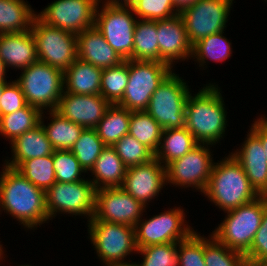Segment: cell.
<instances>
[{
	"label": "cell",
	"mask_w": 267,
	"mask_h": 266,
	"mask_svg": "<svg viewBox=\"0 0 267 266\" xmlns=\"http://www.w3.org/2000/svg\"><path fill=\"white\" fill-rule=\"evenodd\" d=\"M0 175V207L28 229L49 221L45 191L16 169L3 165Z\"/></svg>",
	"instance_id": "1"
},
{
	"label": "cell",
	"mask_w": 267,
	"mask_h": 266,
	"mask_svg": "<svg viewBox=\"0 0 267 266\" xmlns=\"http://www.w3.org/2000/svg\"><path fill=\"white\" fill-rule=\"evenodd\" d=\"M217 85L206 84L194 97L189 93L185 106V127L199 144L213 145L225 134L227 113Z\"/></svg>",
	"instance_id": "2"
},
{
	"label": "cell",
	"mask_w": 267,
	"mask_h": 266,
	"mask_svg": "<svg viewBox=\"0 0 267 266\" xmlns=\"http://www.w3.org/2000/svg\"><path fill=\"white\" fill-rule=\"evenodd\" d=\"M204 195L224 212L259 197L250 185L242 165L232 154L220 163H214Z\"/></svg>",
	"instance_id": "3"
},
{
	"label": "cell",
	"mask_w": 267,
	"mask_h": 266,
	"mask_svg": "<svg viewBox=\"0 0 267 266\" xmlns=\"http://www.w3.org/2000/svg\"><path fill=\"white\" fill-rule=\"evenodd\" d=\"M266 207L267 196H259L247 204L225 211L227 216L211 234L229 249L245 255L260 228Z\"/></svg>",
	"instance_id": "4"
},
{
	"label": "cell",
	"mask_w": 267,
	"mask_h": 266,
	"mask_svg": "<svg viewBox=\"0 0 267 266\" xmlns=\"http://www.w3.org/2000/svg\"><path fill=\"white\" fill-rule=\"evenodd\" d=\"M15 80L21 87L26 103L38 108L56 110L64 92V72L41 61L21 70Z\"/></svg>",
	"instance_id": "5"
},
{
	"label": "cell",
	"mask_w": 267,
	"mask_h": 266,
	"mask_svg": "<svg viewBox=\"0 0 267 266\" xmlns=\"http://www.w3.org/2000/svg\"><path fill=\"white\" fill-rule=\"evenodd\" d=\"M172 68L165 62L128 60L129 80L118 105L130 112L146 111L152 94Z\"/></svg>",
	"instance_id": "6"
},
{
	"label": "cell",
	"mask_w": 267,
	"mask_h": 266,
	"mask_svg": "<svg viewBox=\"0 0 267 266\" xmlns=\"http://www.w3.org/2000/svg\"><path fill=\"white\" fill-rule=\"evenodd\" d=\"M189 93L184 79L171 72L152 94L146 112L163 130L182 128L185 126V106Z\"/></svg>",
	"instance_id": "7"
},
{
	"label": "cell",
	"mask_w": 267,
	"mask_h": 266,
	"mask_svg": "<svg viewBox=\"0 0 267 266\" xmlns=\"http://www.w3.org/2000/svg\"><path fill=\"white\" fill-rule=\"evenodd\" d=\"M30 31L36 41L39 61L64 72L78 58L76 34L50 26L37 15Z\"/></svg>",
	"instance_id": "8"
},
{
	"label": "cell",
	"mask_w": 267,
	"mask_h": 266,
	"mask_svg": "<svg viewBox=\"0 0 267 266\" xmlns=\"http://www.w3.org/2000/svg\"><path fill=\"white\" fill-rule=\"evenodd\" d=\"M95 13L94 26L101 32L106 42L125 61L133 55L135 19L130 5L104 4Z\"/></svg>",
	"instance_id": "9"
},
{
	"label": "cell",
	"mask_w": 267,
	"mask_h": 266,
	"mask_svg": "<svg viewBox=\"0 0 267 266\" xmlns=\"http://www.w3.org/2000/svg\"><path fill=\"white\" fill-rule=\"evenodd\" d=\"M96 189L88 180L77 182H55L45 191L46 210L51 220L57 212L85 216L90 221L94 217ZM83 214V215H82Z\"/></svg>",
	"instance_id": "10"
},
{
	"label": "cell",
	"mask_w": 267,
	"mask_h": 266,
	"mask_svg": "<svg viewBox=\"0 0 267 266\" xmlns=\"http://www.w3.org/2000/svg\"><path fill=\"white\" fill-rule=\"evenodd\" d=\"M88 222L91 243L104 264L124 262L127 255L137 252L135 227L108 221Z\"/></svg>",
	"instance_id": "11"
},
{
	"label": "cell",
	"mask_w": 267,
	"mask_h": 266,
	"mask_svg": "<svg viewBox=\"0 0 267 266\" xmlns=\"http://www.w3.org/2000/svg\"><path fill=\"white\" fill-rule=\"evenodd\" d=\"M184 210L173 208L151 217L140 219L135 226L137 248L149 245L178 243L189 237L194 230L185 224Z\"/></svg>",
	"instance_id": "12"
},
{
	"label": "cell",
	"mask_w": 267,
	"mask_h": 266,
	"mask_svg": "<svg viewBox=\"0 0 267 266\" xmlns=\"http://www.w3.org/2000/svg\"><path fill=\"white\" fill-rule=\"evenodd\" d=\"M233 0H199L180 15L193 46L209 35L225 31Z\"/></svg>",
	"instance_id": "13"
},
{
	"label": "cell",
	"mask_w": 267,
	"mask_h": 266,
	"mask_svg": "<svg viewBox=\"0 0 267 266\" xmlns=\"http://www.w3.org/2000/svg\"><path fill=\"white\" fill-rule=\"evenodd\" d=\"M211 155L208 144H198L183 157L166 166V183L184 188L195 187L204 193L214 165Z\"/></svg>",
	"instance_id": "14"
},
{
	"label": "cell",
	"mask_w": 267,
	"mask_h": 266,
	"mask_svg": "<svg viewBox=\"0 0 267 266\" xmlns=\"http://www.w3.org/2000/svg\"><path fill=\"white\" fill-rule=\"evenodd\" d=\"M99 0H56L37 16L46 24L79 34L95 24Z\"/></svg>",
	"instance_id": "15"
},
{
	"label": "cell",
	"mask_w": 267,
	"mask_h": 266,
	"mask_svg": "<svg viewBox=\"0 0 267 266\" xmlns=\"http://www.w3.org/2000/svg\"><path fill=\"white\" fill-rule=\"evenodd\" d=\"M146 206L121 187L96 190L95 213L91 221H108L135 227Z\"/></svg>",
	"instance_id": "16"
},
{
	"label": "cell",
	"mask_w": 267,
	"mask_h": 266,
	"mask_svg": "<svg viewBox=\"0 0 267 266\" xmlns=\"http://www.w3.org/2000/svg\"><path fill=\"white\" fill-rule=\"evenodd\" d=\"M167 182L166 167L156 158L141 165L127 168L122 189L133 198L148 205Z\"/></svg>",
	"instance_id": "17"
},
{
	"label": "cell",
	"mask_w": 267,
	"mask_h": 266,
	"mask_svg": "<svg viewBox=\"0 0 267 266\" xmlns=\"http://www.w3.org/2000/svg\"><path fill=\"white\" fill-rule=\"evenodd\" d=\"M110 105L101 94L79 95L63 92L56 111L84 128H95Z\"/></svg>",
	"instance_id": "18"
},
{
	"label": "cell",
	"mask_w": 267,
	"mask_h": 266,
	"mask_svg": "<svg viewBox=\"0 0 267 266\" xmlns=\"http://www.w3.org/2000/svg\"><path fill=\"white\" fill-rule=\"evenodd\" d=\"M157 37L158 62H165L173 67L175 60L185 61L192 56V45L180 14L157 20Z\"/></svg>",
	"instance_id": "19"
},
{
	"label": "cell",
	"mask_w": 267,
	"mask_h": 266,
	"mask_svg": "<svg viewBox=\"0 0 267 266\" xmlns=\"http://www.w3.org/2000/svg\"><path fill=\"white\" fill-rule=\"evenodd\" d=\"M240 150L231 152L242 165L250 185L259 196H267V159L260 140L250 131Z\"/></svg>",
	"instance_id": "20"
},
{
	"label": "cell",
	"mask_w": 267,
	"mask_h": 266,
	"mask_svg": "<svg viewBox=\"0 0 267 266\" xmlns=\"http://www.w3.org/2000/svg\"><path fill=\"white\" fill-rule=\"evenodd\" d=\"M76 40L78 59L83 62L103 70L118 66L124 61L95 26L76 34Z\"/></svg>",
	"instance_id": "21"
},
{
	"label": "cell",
	"mask_w": 267,
	"mask_h": 266,
	"mask_svg": "<svg viewBox=\"0 0 267 266\" xmlns=\"http://www.w3.org/2000/svg\"><path fill=\"white\" fill-rule=\"evenodd\" d=\"M0 57L6 68L20 70L37 62L36 41L31 31L0 34Z\"/></svg>",
	"instance_id": "22"
},
{
	"label": "cell",
	"mask_w": 267,
	"mask_h": 266,
	"mask_svg": "<svg viewBox=\"0 0 267 266\" xmlns=\"http://www.w3.org/2000/svg\"><path fill=\"white\" fill-rule=\"evenodd\" d=\"M11 145L13 152L11 159L13 160H7L4 164L13 169H16L25 160L52 155L55 150L47 139L41 124L16 137Z\"/></svg>",
	"instance_id": "23"
},
{
	"label": "cell",
	"mask_w": 267,
	"mask_h": 266,
	"mask_svg": "<svg viewBox=\"0 0 267 266\" xmlns=\"http://www.w3.org/2000/svg\"><path fill=\"white\" fill-rule=\"evenodd\" d=\"M102 72L99 67L77 58L64 71V92L79 95L100 94Z\"/></svg>",
	"instance_id": "24"
},
{
	"label": "cell",
	"mask_w": 267,
	"mask_h": 266,
	"mask_svg": "<svg viewBox=\"0 0 267 266\" xmlns=\"http://www.w3.org/2000/svg\"><path fill=\"white\" fill-rule=\"evenodd\" d=\"M127 168L114 148L112 146H106L90 170L93 173L92 175H94L93 180L90 181L96 190L122 187Z\"/></svg>",
	"instance_id": "25"
},
{
	"label": "cell",
	"mask_w": 267,
	"mask_h": 266,
	"mask_svg": "<svg viewBox=\"0 0 267 266\" xmlns=\"http://www.w3.org/2000/svg\"><path fill=\"white\" fill-rule=\"evenodd\" d=\"M160 142L155 158L163 163L164 167L183 157L199 144L185 126L163 130Z\"/></svg>",
	"instance_id": "26"
},
{
	"label": "cell",
	"mask_w": 267,
	"mask_h": 266,
	"mask_svg": "<svg viewBox=\"0 0 267 266\" xmlns=\"http://www.w3.org/2000/svg\"><path fill=\"white\" fill-rule=\"evenodd\" d=\"M43 113L41 114L40 124L44 128L52 147L55 150H70L79 139L84 127L63 117L56 110L49 111L51 121L46 126L43 121Z\"/></svg>",
	"instance_id": "27"
},
{
	"label": "cell",
	"mask_w": 267,
	"mask_h": 266,
	"mask_svg": "<svg viewBox=\"0 0 267 266\" xmlns=\"http://www.w3.org/2000/svg\"><path fill=\"white\" fill-rule=\"evenodd\" d=\"M36 15L24 0H0V34L29 31Z\"/></svg>",
	"instance_id": "28"
},
{
	"label": "cell",
	"mask_w": 267,
	"mask_h": 266,
	"mask_svg": "<svg viewBox=\"0 0 267 266\" xmlns=\"http://www.w3.org/2000/svg\"><path fill=\"white\" fill-rule=\"evenodd\" d=\"M131 112L118 104H111L102 120L95 127L99 138L106 146H113L129 132Z\"/></svg>",
	"instance_id": "29"
},
{
	"label": "cell",
	"mask_w": 267,
	"mask_h": 266,
	"mask_svg": "<svg viewBox=\"0 0 267 266\" xmlns=\"http://www.w3.org/2000/svg\"><path fill=\"white\" fill-rule=\"evenodd\" d=\"M130 59L158 62L157 21L138 18L134 30L133 55Z\"/></svg>",
	"instance_id": "30"
},
{
	"label": "cell",
	"mask_w": 267,
	"mask_h": 266,
	"mask_svg": "<svg viewBox=\"0 0 267 266\" xmlns=\"http://www.w3.org/2000/svg\"><path fill=\"white\" fill-rule=\"evenodd\" d=\"M42 112L29 104L11 114L0 115V134L12 142L26 131L40 124Z\"/></svg>",
	"instance_id": "31"
},
{
	"label": "cell",
	"mask_w": 267,
	"mask_h": 266,
	"mask_svg": "<svg viewBox=\"0 0 267 266\" xmlns=\"http://www.w3.org/2000/svg\"><path fill=\"white\" fill-rule=\"evenodd\" d=\"M162 131V127L146 111L131 112L128 134L154 154L160 146Z\"/></svg>",
	"instance_id": "32"
},
{
	"label": "cell",
	"mask_w": 267,
	"mask_h": 266,
	"mask_svg": "<svg viewBox=\"0 0 267 266\" xmlns=\"http://www.w3.org/2000/svg\"><path fill=\"white\" fill-rule=\"evenodd\" d=\"M223 33L224 32L221 31L209 35L192 46L191 57H193V59L197 58L196 61L200 64L199 67L205 65L207 58L212 61L223 62L232 55L231 42L223 36Z\"/></svg>",
	"instance_id": "33"
},
{
	"label": "cell",
	"mask_w": 267,
	"mask_h": 266,
	"mask_svg": "<svg viewBox=\"0 0 267 266\" xmlns=\"http://www.w3.org/2000/svg\"><path fill=\"white\" fill-rule=\"evenodd\" d=\"M16 170L44 191L56 182L52 155L25 160Z\"/></svg>",
	"instance_id": "34"
},
{
	"label": "cell",
	"mask_w": 267,
	"mask_h": 266,
	"mask_svg": "<svg viewBox=\"0 0 267 266\" xmlns=\"http://www.w3.org/2000/svg\"><path fill=\"white\" fill-rule=\"evenodd\" d=\"M106 147L95 128H84L70 151L75 155L85 172L90 171L101 151Z\"/></svg>",
	"instance_id": "35"
},
{
	"label": "cell",
	"mask_w": 267,
	"mask_h": 266,
	"mask_svg": "<svg viewBox=\"0 0 267 266\" xmlns=\"http://www.w3.org/2000/svg\"><path fill=\"white\" fill-rule=\"evenodd\" d=\"M128 80V60L118 66L103 69L100 94L110 104H118L122 100Z\"/></svg>",
	"instance_id": "36"
},
{
	"label": "cell",
	"mask_w": 267,
	"mask_h": 266,
	"mask_svg": "<svg viewBox=\"0 0 267 266\" xmlns=\"http://www.w3.org/2000/svg\"><path fill=\"white\" fill-rule=\"evenodd\" d=\"M204 261L206 266H248L244 254L229 249L212 234L204 238Z\"/></svg>",
	"instance_id": "37"
},
{
	"label": "cell",
	"mask_w": 267,
	"mask_h": 266,
	"mask_svg": "<svg viewBox=\"0 0 267 266\" xmlns=\"http://www.w3.org/2000/svg\"><path fill=\"white\" fill-rule=\"evenodd\" d=\"M112 147L127 167L145 164L155 158L148 147L129 134L124 135Z\"/></svg>",
	"instance_id": "38"
},
{
	"label": "cell",
	"mask_w": 267,
	"mask_h": 266,
	"mask_svg": "<svg viewBox=\"0 0 267 266\" xmlns=\"http://www.w3.org/2000/svg\"><path fill=\"white\" fill-rule=\"evenodd\" d=\"M178 243L149 245L139 248L143 261L137 266H179Z\"/></svg>",
	"instance_id": "39"
},
{
	"label": "cell",
	"mask_w": 267,
	"mask_h": 266,
	"mask_svg": "<svg viewBox=\"0 0 267 266\" xmlns=\"http://www.w3.org/2000/svg\"><path fill=\"white\" fill-rule=\"evenodd\" d=\"M52 157L56 182L70 183L84 180L80 175L86 172L70 150H54Z\"/></svg>",
	"instance_id": "40"
},
{
	"label": "cell",
	"mask_w": 267,
	"mask_h": 266,
	"mask_svg": "<svg viewBox=\"0 0 267 266\" xmlns=\"http://www.w3.org/2000/svg\"><path fill=\"white\" fill-rule=\"evenodd\" d=\"M130 6L140 20L157 21L179 14L172 0H134Z\"/></svg>",
	"instance_id": "41"
},
{
	"label": "cell",
	"mask_w": 267,
	"mask_h": 266,
	"mask_svg": "<svg viewBox=\"0 0 267 266\" xmlns=\"http://www.w3.org/2000/svg\"><path fill=\"white\" fill-rule=\"evenodd\" d=\"M179 266H206L204 261V236L194 231L178 242Z\"/></svg>",
	"instance_id": "42"
},
{
	"label": "cell",
	"mask_w": 267,
	"mask_h": 266,
	"mask_svg": "<svg viewBox=\"0 0 267 266\" xmlns=\"http://www.w3.org/2000/svg\"><path fill=\"white\" fill-rule=\"evenodd\" d=\"M248 266H260L267 262V207L260 228L255 233L250 250L245 254Z\"/></svg>",
	"instance_id": "43"
},
{
	"label": "cell",
	"mask_w": 267,
	"mask_h": 266,
	"mask_svg": "<svg viewBox=\"0 0 267 266\" xmlns=\"http://www.w3.org/2000/svg\"><path fill=\"white\" fill-rule=\"evenodd\" d=\"M27 105L20 85L14 80L8 82L3 89L0 103V115L11 114Z\"/></svg>",
	"instance_id": "44"
},
{
	"label": "cell",
	"mask_w": 267,
	"mask_h": 266,
	"mask_svg": "<svg viewBox=\"0 0 267 266\" xmlns=\"http://www.w3.org/2000/svg\"><path fill=\"white\" fill-rule=\"evenodd\" d=\"M250 131L260 140L267 159V118L262 116L255 120Z\"/></svg>",
	"instance_id": "45"
},
{
	"label": "cell",
	"mask_w": 267,
	"mask_h": 266,
	"mask_svg": "<svg viewBox=\"0 0 267 266\" xmlns=\"http://www.w3.org/2000/svg\"><path fill=\"white\" fill-rule=\"evenodd\" d=\"M175 10L180 14L186 8H189L199 0H172Z\"/></svg>",
	"instance_id": "46"
},
{
	"label": "cell",
	"mask_w": 267,
	"mask_h": 266,
	"mask_svg": "<svg viewBox=\"0 0 267 266\" xmlns=\"http://www.w3.org/2000/svg\"><path fill=\"white\" fill-rule=\"evenodd\" d=\"M134 0H107V2H105V4H109V5H130ZM124 2V3H123ZM100 3V0H99Z\"/></svg>",
	"instance_id": "47"
},
{
	"label": "cell",
	"mask_w": 267,
	"mask_h": 266,
	"mask_svg": "<svg viewBox=\"0 0 267 266\" xmlns=\"http://www.w3.org/2000/svg\"><path fill=\"white\" fill-rule=\"evenodd\" d=\"M6 67H5V65H4V62H3V60H2V58L0 57V81H7L6 80Z\"/></svg>",
	"instance_id": "48"
},
{
	"label": "cell",
	"mask_w": 267,
	"mask_h": 266,
	"mask_svg": "<svg viewBox=\"0 0 267 266\" xmlns=\"http://www.w3.org/2000/svg\"><path fill=\"white\" fill-rule=\"evenodd\" d=\"M105 266H137V263H131L130 262H113L109 264H105Z\"/></svg>",
	"instance_id": "49"
},
{
	"label": "cell",
	"mask_w": 267,
	"mask_h": 266,
	"mask_svg": "<svg viewBox=\"0 0 267 266\" xmlns=\"http://www.w3.org/2000/svg\"><path fill=\"white\" fill-rule=\"evenodd\" d=\"M7 81H0V103H1V95L4 89V86L7 84Z\"/></svg>",
	"instance_id": "50"
},
{
	"label": "cell",
	"mask_w": 267,
	"mask_h": 266,
	"mask_svg": "<svg viewBox=\"0 0 267 266\" xmlns=\"http://www.w3.org/2000/svg\"><path fill=\"white\" fill-rule=\"evenodd\" d=\"M3 248H2V245L0 244V260H2L3 258Z\"/></svg>",
	"instance_id": "51"
},
{
	"label": "cell",
	"mask_w": 267,
	"mask_h": 266,
	"mask_svg": "<svg viewBox=\"0 0 267 266\" xmlns=\"http://www.w3.org/2000/svg\"><path fill=\"white\" fill-rule=\"evenodd\" d=\"M260 266H267V262L261 264Z\"/></svg>",
	"instance_id": "52"
}]
</instances>
